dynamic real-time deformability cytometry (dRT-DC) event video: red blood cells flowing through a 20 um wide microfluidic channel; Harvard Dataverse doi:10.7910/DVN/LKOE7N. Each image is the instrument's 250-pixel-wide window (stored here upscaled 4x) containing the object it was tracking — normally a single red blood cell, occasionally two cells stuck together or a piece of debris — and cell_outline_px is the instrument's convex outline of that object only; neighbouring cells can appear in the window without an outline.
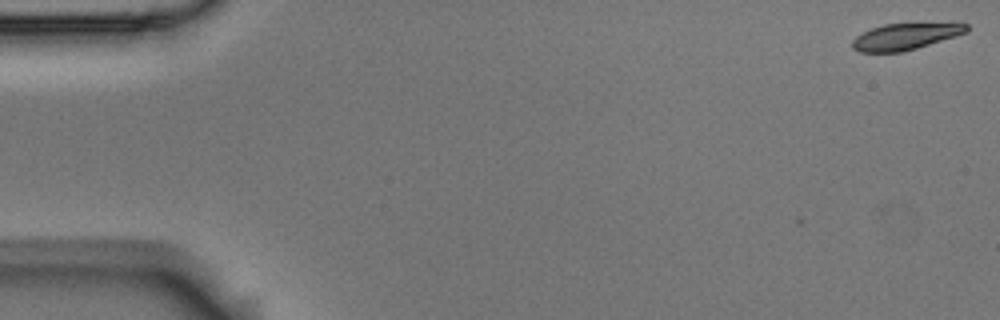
{"species": "Egyptian fruit bat (a non-hibernating species)", "species_latin": "Rousettus aegyptiacus", "temperature_condition": "room temperature", "stored_images_in_passage": 6, "camera_frame_rate_fps": 3000, "um_per_image_px": 0.085, "animal": {"sex": "male"}, "frame": {"image": 1, "passage_image": 1, "time_ms": 0.0, "image_size_px": [1000, 320], "cell_outline_px": [[968, 32], [956, 36], [916, 48], [900, 52], [860, 52], [852, 48], [852, 40], [856, 36], [872, 28], [884, 24], [968, 24]], "centroid_in_image_um": [76.91, 3.12], "position_along_channel_um": 8.1, "area_um2": 17.17}}
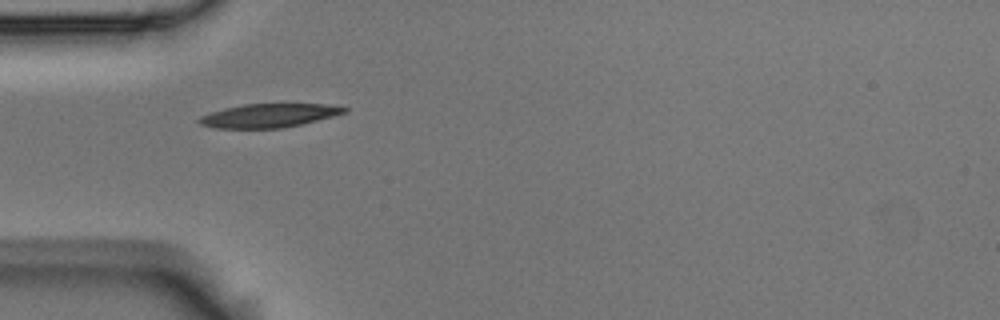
{"frame": {"image": 2, "passage_image": 5, "time_ms": 1.333, "image_size_px": [1000, 320], "cell_outline_px": [[348, 112], [300, 124], [280, 128], [212, 128], [200, 124], [196, 120], [200, 116], [224, 108], [244, 104], [324, 104], [348, 108]], "centroid_in_image_um": [22.8, 9.82], "position_along_channel_um": 62.2, "area_um2": 19.83}}
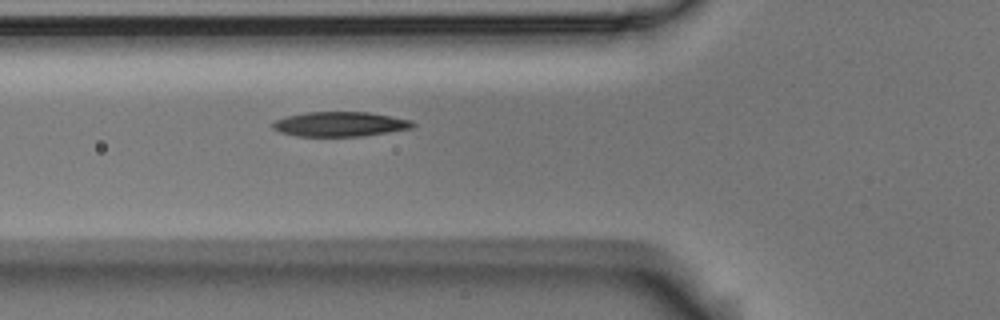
{"frame": {"image": 3, "passage_image": 6, "time_ms": 1.667, "image_size_px": [1000, 320], "cell_outline_px": [[416, 124], [412, 128], [364, 136], [296, 136], [280, 132], [272, 128], [272, 124], [276, 120], [288, 116], [308, 112], [368, 112], [412, 120]], "centroid_in_image_um": [28.92, 10.55], "position_along_channel_um": 96.9, "area_um2": 20.06}}